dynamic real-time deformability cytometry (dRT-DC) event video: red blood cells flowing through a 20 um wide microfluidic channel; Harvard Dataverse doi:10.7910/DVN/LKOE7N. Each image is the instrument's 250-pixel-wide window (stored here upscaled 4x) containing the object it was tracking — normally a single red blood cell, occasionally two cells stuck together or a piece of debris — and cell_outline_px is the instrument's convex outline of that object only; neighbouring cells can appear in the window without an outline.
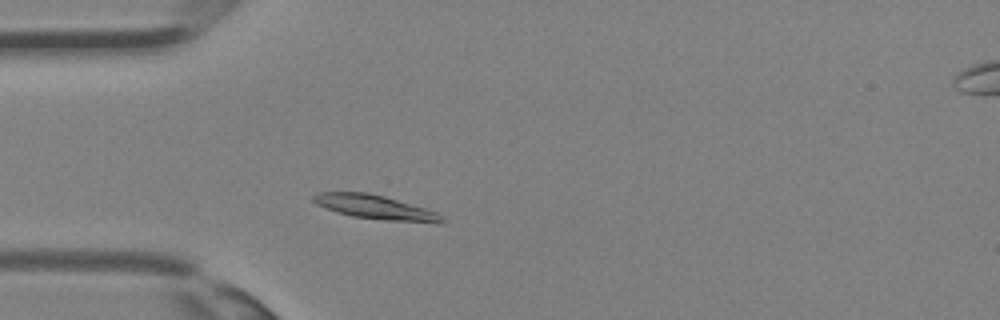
{"species": "Egyptian fruit bat (a non-hibernating species)", "species_latin": "Rousettus aegyptiacus", "temperature_condition": "room temperature", "stored_images_in_passage": 32, "camera_frame_rate_fps": 3000, "um_per_image_px": 0.085, "animal": {"sex": "female"}, "frame": {"image": 1, "passage_image": 6, "time_ms": 1.667, "image_size_px": [1000, 320], "cell_outline_px": [[448, 220], [444, 224], [436, 224], [384, 220], [352, 216], [336, 212], [316, 204], [312, 200], [312, 196], [320, 192], [368, 192], [384, 196], [424, 208], [436, 212], [444, 216]], "centroid_in_image_um": [31.99, 17.64], "position_along_channel_um": 53.0, "area_um2": 18.32}}
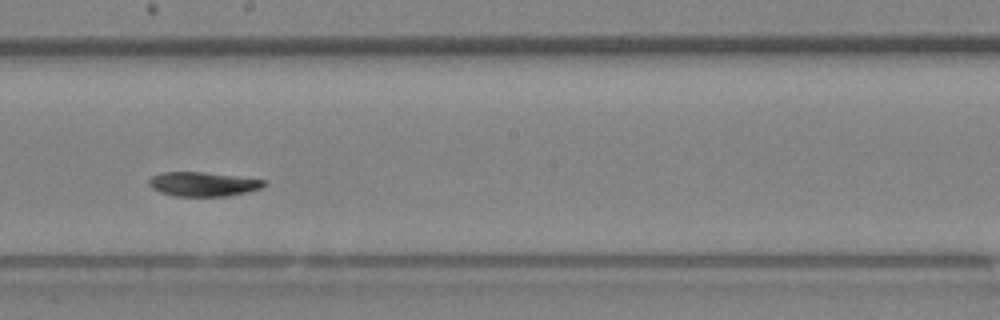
{"frame": {"image": 2, "passage_image": 16, "time_ms": 5.0, "image_size_px": [1000, 320], "cell_outline_px": [[264, 184], [260, 188], [228, 196], [176, 196], [160, 192], [152, 188], [148, 184], [148, 180], [152, 176], [164, 172], [204, 172], [264, 180]], "centroid_in_image_um": [17.19, 15.65], "position_along_channel_um": 231.0, "area_um2": 15.95}}
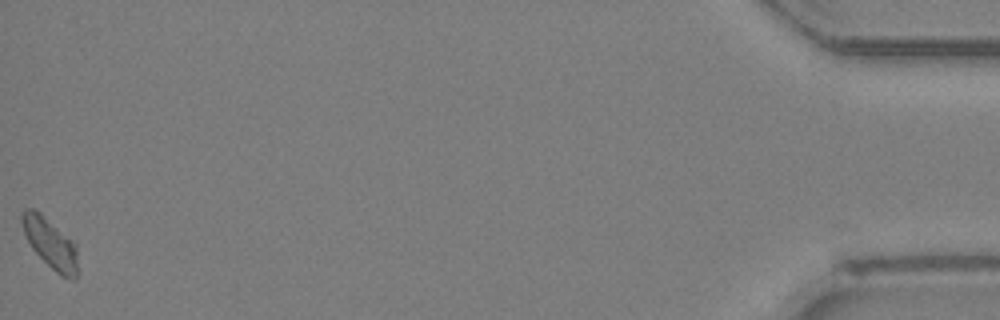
{"frame": {"image": 3, "passage_image": 32, "time_ms": 10.333, "image_size_px": [1000, 320], "cell_outline_px": [[80, 272], [76, 280], [72, 280], [60, 276], [32, 248], [24, 232], [20, 220], [20, 216], [24, 208], [32, 208], [40, 212], [76, 244]], "centroid_in_image_um": [4.33, 20.72], "position_along_channel_um": 430.9, "area_um2": 16.53}}